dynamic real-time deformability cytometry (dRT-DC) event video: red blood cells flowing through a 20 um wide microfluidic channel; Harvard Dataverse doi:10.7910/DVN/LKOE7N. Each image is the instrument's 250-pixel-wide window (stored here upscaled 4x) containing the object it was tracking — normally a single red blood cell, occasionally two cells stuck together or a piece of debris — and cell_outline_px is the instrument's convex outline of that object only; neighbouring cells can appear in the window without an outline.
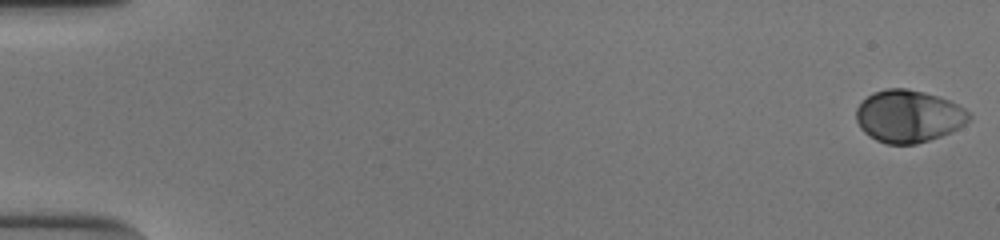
{"species": "human", "species_latin": "Homo sapiens", "temperature_condition": "cold", "stored_images_in_passage": 54, "camera_frame_rate_fps": 3000, "um_per_image_px": 0.085, "donor": {"sex": "male"}, "frame": {"image": 1, "passage_image": 1, "time_ms": 0.0, "image_size_px": [1000, 240], "cell_outline_px": [[972, 116], [964, 124], [952, 132], [916, 144], [888, 144], [876, 140], [868, 136], [860, 128], [856, 120], [856, 108], [872, 92], [884, 88], [908, 88], [924, 92], [948, 100], [964, 108]], "centroid_in_image_um": [77.2, 9.87], "position_along_channel_um": 7.8, "area_um2": 34.39}}
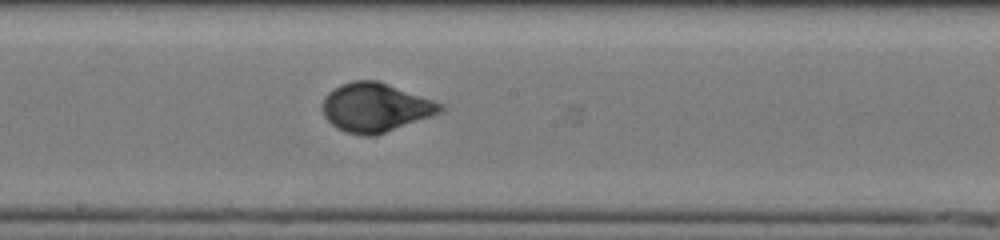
{"frame": {"image": 2, "passage_image": 31, "time_ms": 10.0, "image_size_px": [1000, 240], "cell_outline_px": [[444, 108], [440, 112], [432, 116], [376, 136], [364, 136], [348, 132], [336, 128], [324, 116], [324, 96], [332, 88], [340, 84], [352, 80], [376, 80], [388, 84], [444, 104]], "centroid_in_image_um": [31.91, 9.13], "position_along_channel_um": 216.3, "area_um2": 33.47}}
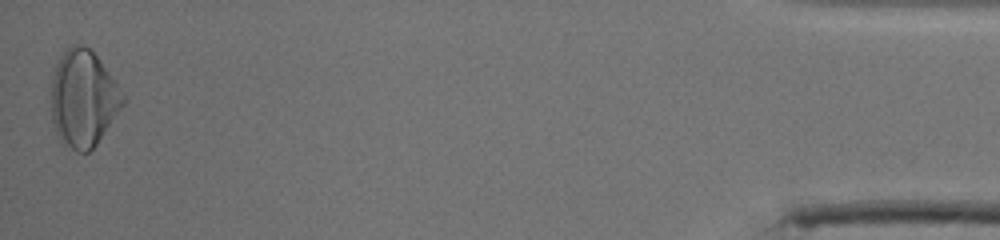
{"frame": {"image": 3, "passage_image": 54, "time_ms": 17.667, "image_size_px": [1000, 240], "cell_outline_px": [[124, 104], [96, 144], [88, 152], [76, 152], [64, 148], [60, 144], [52, 124], [52, 76], [56, 64], [60, 56], [72, 44], [84, 44], [96, 56], [116, 84], [124, 96]], "centroid_in_image_um": [7.03, 8.43], "position_along_channel_um": 428.2, "area_um2": 40.23}, "authors_computed_cell_mechanics": {"area_um2": 33.3795, "velocity_mm_per_s": 3.8384, "shape_relaxation_time_tau1_ms": 3.2186, "shape_relaxation_time_tau2_ms": null, "deformation_change_tau1": 0.148, "deformation_change_tau2": null}}